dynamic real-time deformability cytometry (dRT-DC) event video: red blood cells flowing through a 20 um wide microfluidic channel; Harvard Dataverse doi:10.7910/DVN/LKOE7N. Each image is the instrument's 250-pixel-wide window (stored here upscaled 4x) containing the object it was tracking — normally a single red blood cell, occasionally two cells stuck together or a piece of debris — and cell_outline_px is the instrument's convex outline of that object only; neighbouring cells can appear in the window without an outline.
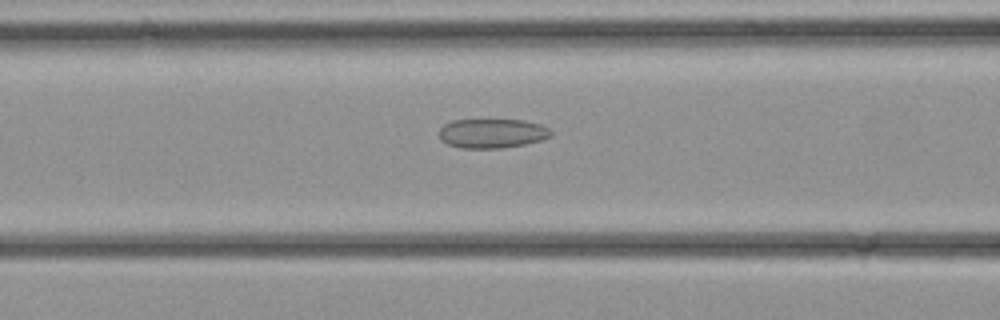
{"species": "common noctule bat (a hibernating species)", "species_latin": "Nyctalus noctula", "temperature_condition": "cold", "stored_images_in_passage": 30, "camera_frame_rate_fps": 3000, "um_per_image_px": 0.085, "animal": {"sex": "female", "body_mass_g": 21.9}, "frame": {"image": 1, "passage_image": 11, "time_ms": 3.333, "image_size_px": [1000, 320], "cell_outline_px": [[552, 136], [540, 140], [524, 144], [504, 148], [460, 148], [448, 144], [440, 140], [440, 128], [444, 124], [452, 120], [524, 120], [540, 124], [548, 128], [552, 132]], "centroid_in_image_um": [41.82, 11.34], "position_along_channel_um": 124.8, "area_um2": 19.13}}
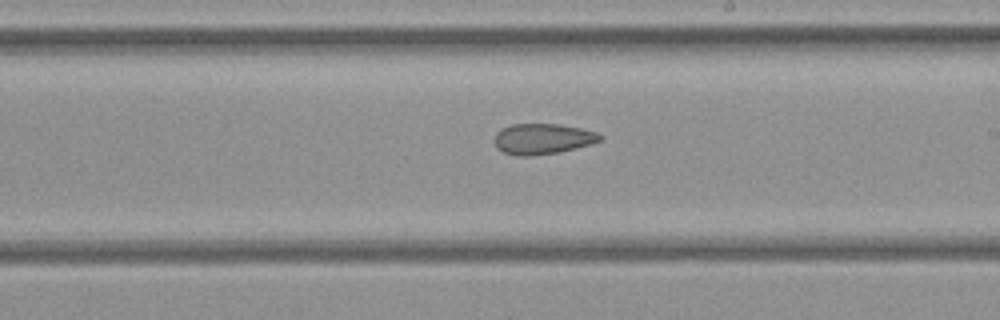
{"frame": {"image": 2, "passage_image": 17, "time_ms": 5.333, "image_size_px": [1000, 320], "cell_outline_px": [[604, 140], [592, 144], [560, 152], [532, 156], [516, 156], [504, 152], [496, 148], [496, 132], [512, 124], [560, 124], [580, 128], [596, 132], [604, 136]], "centroid_in_image_um": [46.18, 11.81], "position_along_channel_um": 242.8, "area_um2": 18.96}}
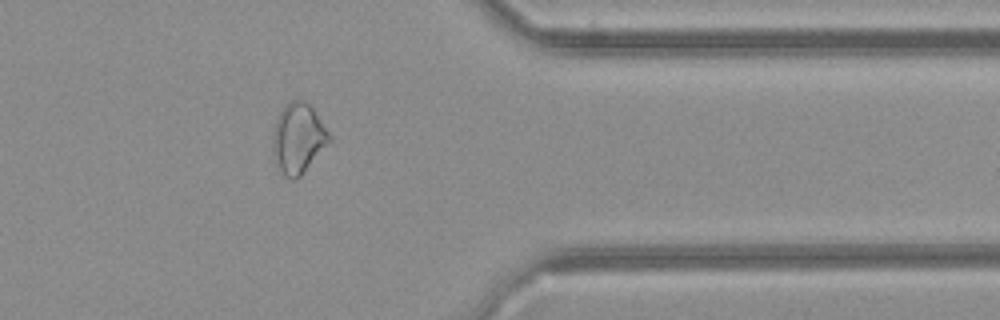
{"frame": {"image": 3, "passage_image": 25, "time_ms": 8.0, "image_size_px": [1000, 320], "cell_outline_px": [[332, 140], [300, 176], [296, 180], [292, 180], [284, 176], [276, 164], [272, 148], [272, 136], [276, 120], [280, 112], [292, 100], [304, 100], [316, 112], [332, 136]], "centroid_in_image_um": [25.36, 11.78], "position_along_channel_um": 386.0, "area_um2": 23.06}}